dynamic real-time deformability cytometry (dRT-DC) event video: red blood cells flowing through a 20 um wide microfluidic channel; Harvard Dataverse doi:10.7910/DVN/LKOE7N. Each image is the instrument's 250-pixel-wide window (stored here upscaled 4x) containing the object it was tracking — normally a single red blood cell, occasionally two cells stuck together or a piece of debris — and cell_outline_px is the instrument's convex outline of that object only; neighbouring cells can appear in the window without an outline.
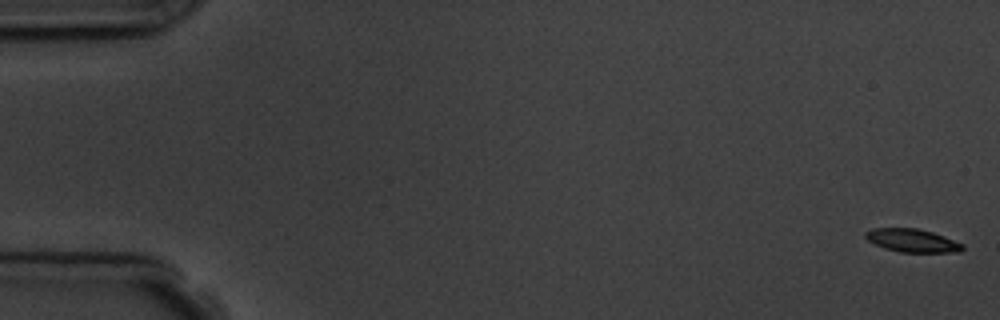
{"species": "common noctule bat (a hibernating species)", "species_latin": "Nyctalus noctula", "temperature_condition": "room temperature", "stored_images_in_passage": 7, "camera_frame_rate_fps": 3000, "um_per_image_px": 0.085, "animal": {"sex": "male", "body_mass_g": 19.5, "forearm_length_mm": 54.6}, "frame": {"image": 1, "passage_image": 1, "time_ms": 0.0, "image_size_px": [1000, 320], "cell_outline_px": [[964, 248], [960, 252], [900, 252], [884, 248], [868, 240], [864, 236], [864, 232], [872, 228], [916, 228], [932, 232], [944, 236], [964, 244]], "centroid_in_image_um": [77.54, 20.44], "position_along_channel_um": 7.5, "area_um2": 13.12}}
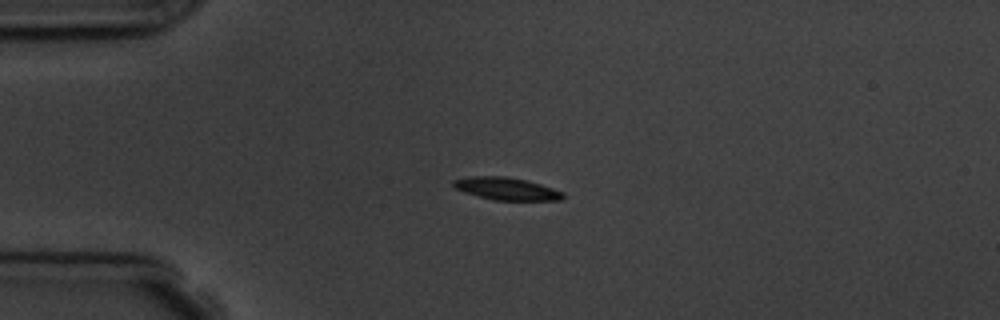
{"frame": {"image": 2, "passage_image": 4, "time_ms": 4.333, "image_size_px": [1000, 320], "cell_outline_px": [[564, 196], [560, 200], [492, 200], [464, 192], [456, 188], [452, 184], [452, 180], [468, 176], [504, 176], [524, 180], [540, 184], [564, 192]], "centroid_in_image_um": [43.01, 16.04], "position_along_channel_um": 42.0, "area_um2": 14.28}}